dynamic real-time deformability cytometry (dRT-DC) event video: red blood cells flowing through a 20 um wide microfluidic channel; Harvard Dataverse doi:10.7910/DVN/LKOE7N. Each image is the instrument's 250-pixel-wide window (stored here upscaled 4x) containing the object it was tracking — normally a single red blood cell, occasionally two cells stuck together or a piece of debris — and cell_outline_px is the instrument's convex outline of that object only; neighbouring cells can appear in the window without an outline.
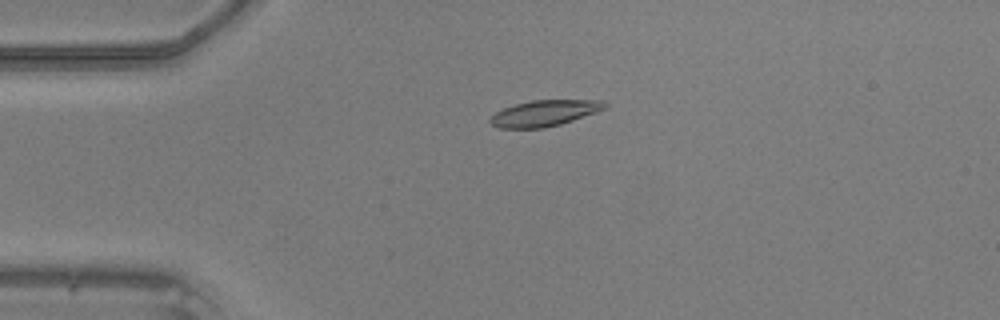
{"species": "common noctule bat (a hibernating species)", "species_latin": "Nyctalus noctula", "temperature_condition": "warm", "stored_images_in_passage": 30, "camera_frame_rate_fps": 3000, "um_per_image_px": 0.085, "animal": {"sex": "male", "body_mass_g": 20.5, "forearm_length_mm": 52.5}, "frame": {"image": 1, "passage_image": 12, "time_ms": 3.667, "image_size_px": [1000, 320], "cell_outline_px": [[608, 104], [604, 108], [596, 112], [560, 124], [544, 128], [500, 128], [492, 124], [488, 120], [496, 112], [504, 108], [516, 104], [532, 100], [604, 100]], "centroid_in_image_um": [46.28, 9.61], "position_along_channel_um": 38.7, "area_um2": 17.17}}
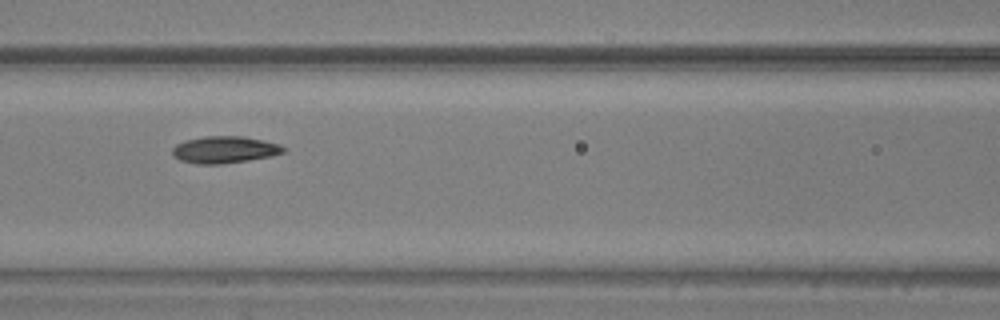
{"frame": {"image": 2, "passage_image": 22, "time_ms": 7.0, "image_size_px": [1000, 320], "cell_outline_px": [[288, 148], [284, 152], [272, 156], [248, 160], [220, 164], [196, 164], [180, 160], [172, 156], [172, 148], [176, 144], [184, 140], [204, 136], [244, 136], [264, 140], [280, 144]], "centroid_in_image_um": [19.09, 12.71], "position_along_channel_um": 147.5, "area_um2": 17.69}}
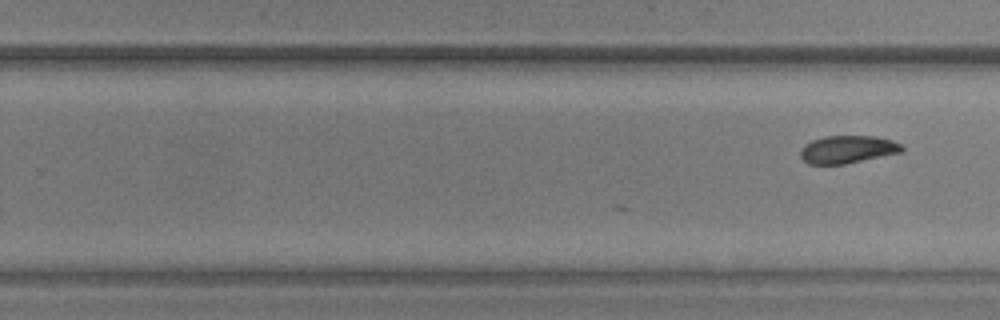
{"frame": {"image": 3, "passage_image": 30, "time_ms": 9.667, "image_size_px": [1000, 320], "cell_outline_px": [[904, 152], [844, 164], [808, 164], [800, 156], [800, 152], [804, 144], [812, 140], [824, 136], [876, 136], [892, 140], [900, 144], [904, 148]], "centroid_in_image_um": [72.06, 12.69], "position_along_channel_um": 257.7, "area_um2": 16.47}}